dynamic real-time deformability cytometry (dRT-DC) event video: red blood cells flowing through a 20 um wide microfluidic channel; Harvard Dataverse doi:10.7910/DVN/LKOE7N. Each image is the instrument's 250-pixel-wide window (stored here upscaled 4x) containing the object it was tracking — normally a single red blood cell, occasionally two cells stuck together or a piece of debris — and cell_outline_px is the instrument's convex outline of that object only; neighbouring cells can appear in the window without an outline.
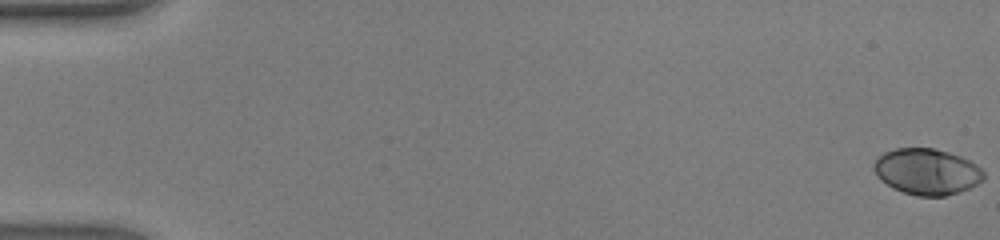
{"species": "human", "species_latin": "Homo sapiens", "temperature_condition": "warm", "stored_images_in_passage": 49, "camera_frame_rate_fps": 3000, "um_per_image_px": 0.085, "donor": {"sex": "male"}, "frame": {"image": 1, "passage_image": 1, "time_ms": 0.0, "image_size_px": [1000, 240], "cell_outline_px": [[984, 180], [960, 192], [944, 196], [916, 196], [892, 188], [880, 180], [876, 176], [872, 168], [872, 164], [884, 152], [896, 148], [932, 148], [948, 152], [960, 156], [976, 164], [984, 172]], "centroid_in_image_um": [78.76, 14.59], "position_along_channel_um": 6.2, "area_um2": 29.59}}
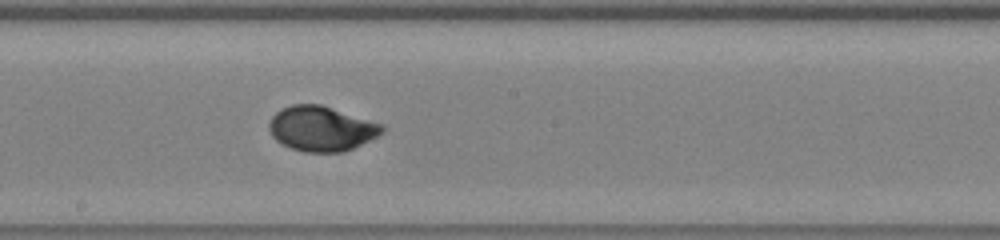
{"frame": {"image": 2, "passage_image": 28, "time_ms": 9.0, "image_size_px": [1000, 240], "cell_outline_px": [[384, 132], [344, 152], [304, 152], [280, 144], [272, 136], [268, 128], [268, 124], [272, 116], [276, 112], [292, 104], [320, 104], [384, 124]], "centroid_in_image_um": [27.3, 10.93], "position_along_channel_um": 220.9, "area_um2": 29.54}}
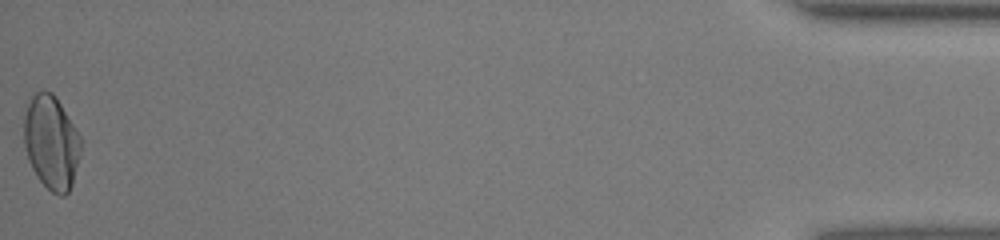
{"frame": {"image": 3, "passage_image": 49, "time_ms": 16.0, "image_size_px": [1000, 240], "cell_outline_px": [[80, 156], [72, 184], [68, 192], [64, 196], [60, 196], [52, 192], [36, 176], [28, 160], [24, 144], [24, 116], [28, 104], [32, 96], [36, 92], [44, 88], [52, 92], [56, 96], [80, 136]], "centroid_in_image_um": [4.35, 12.09], "position_along_channel_um": 430.8, "area_um2": 31.1}, "authors_computed_cell_mechanics": {"area_um2": 29.2468, "velocity_mm_per_s": 4.3599, "shape_relaxation_time_tau1_ms": 3.4131, "shape_relaxation_time_tau2_ms": null, "deformation_change_tau1": 0.1908, "deformation_change_tau2": null}}